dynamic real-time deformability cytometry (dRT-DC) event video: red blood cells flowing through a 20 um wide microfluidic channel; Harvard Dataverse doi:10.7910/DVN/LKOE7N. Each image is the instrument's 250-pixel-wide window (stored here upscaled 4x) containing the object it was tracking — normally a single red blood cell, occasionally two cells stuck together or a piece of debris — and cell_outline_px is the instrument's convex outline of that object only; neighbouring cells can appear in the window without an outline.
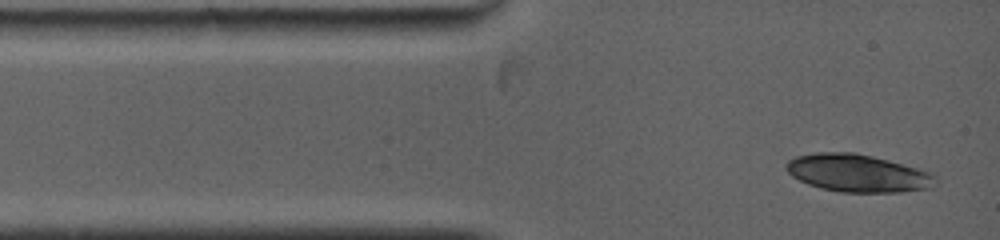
{"species": "common noctule bat (a hibernating species)", "species_latin": "Nyctalus noctula", "temperature_condition": "warm", "stored_images_in_passage": 2, "camera_frame_rate_fps": 5000, "um_per_image_px": 0.085, "animal": {"sex": "female", "body_mass_g": 19.0, "forearm_length_mm": 53.3}, "frame": {"image": 1, "passage_image": 1, "time_ms": 0.0, "image_size_px": [1000, 240], "cell_outline_px": [[936, 184], [932, 188], [900, 192], [840, 192], [820, 188], [808, 184], [792, 176], [784, 168], [784, 164], [788, 160], [796, 156], [816, 152], [852, 152], [872, 156], [888, 160], [932, 172], [936, 176]], "centroid_in_image_um": [72.9, 14.72], "position_along_channel_um": 12.1, "area_um2": 32.95}}